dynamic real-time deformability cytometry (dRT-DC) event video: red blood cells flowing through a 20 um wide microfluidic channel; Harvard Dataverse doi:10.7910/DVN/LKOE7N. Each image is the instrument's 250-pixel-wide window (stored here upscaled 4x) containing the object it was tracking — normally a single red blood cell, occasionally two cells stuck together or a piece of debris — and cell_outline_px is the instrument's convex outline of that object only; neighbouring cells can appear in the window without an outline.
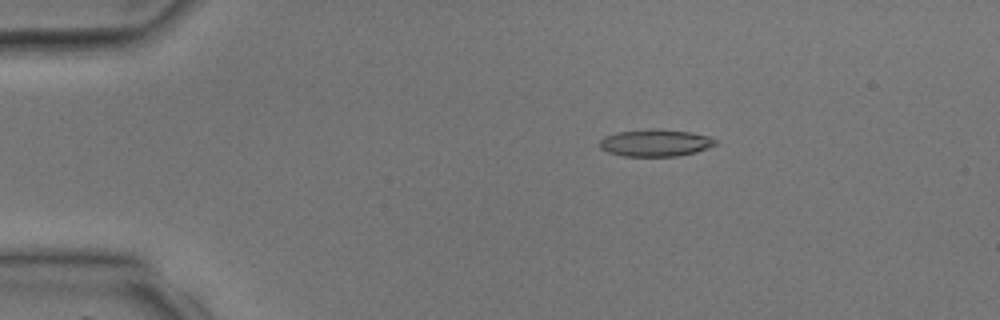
{"species": "common noctule bat (a hibernating species)", "species_latin": "Nyctalus noctula", "temperature_condition": "room temperature", "stored_images_in_passage": 4, "camera_frame_rate_fps": 3000, "um_per_image_px": 0.085, "animal": {"sex": "male", "body_mass_g": 17.9, "forearm_length_mm": 54.2}, "frame": {"image": 1, "passage_image": 3, "time_ms": 2.333, "image_size_px": [1000, 320], "cell_outline_px": [[720, 144], [696, 152], [676, 156], [624, 156], [608, 152], [600, 148], [600, 140], [604, 136], [616, 132], [652, 128], [656, 128], [692, 132], [708, 136], [720, 140]], "centroid_in_image_um": [55.76, 12.13], "position_along_channel_um": 29.2, "area_um2": 18.61}}